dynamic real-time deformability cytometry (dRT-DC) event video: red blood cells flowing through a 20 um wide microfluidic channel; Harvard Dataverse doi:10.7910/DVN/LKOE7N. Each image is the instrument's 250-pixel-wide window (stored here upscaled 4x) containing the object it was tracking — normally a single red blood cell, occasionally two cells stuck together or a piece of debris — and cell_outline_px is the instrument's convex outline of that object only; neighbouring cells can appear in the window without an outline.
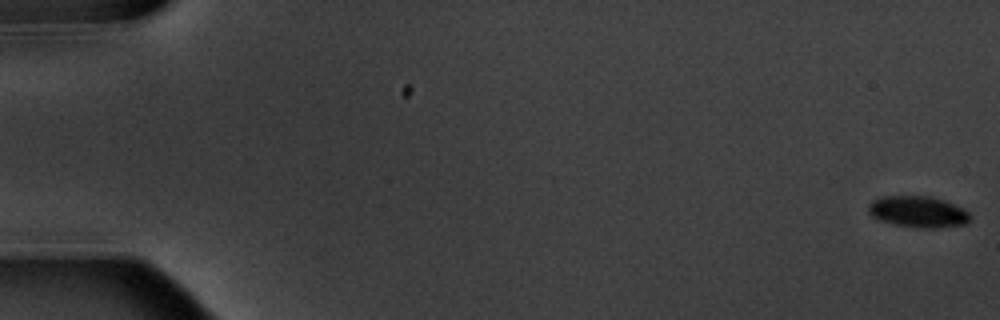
{"species": "common noctule bat (a hibernating species)", "species_latin": "Nyctalus noctula", "temperature_condition": "warm", "stored_images_in_passage": 7, "camera_frame_rate_fps": 3000, "um_per_image_px": 0.085, "animal": {"sex": "male", "body_mass_g": 20.1, "forearm_length_mm": 53.5}, "frame": {"image": 1, "passage_image": 1, "time_ms": 0.0, "image_size_px": [1000, 320], "cell_outline_px": [[972, 220], [968, 224], [936, 228], [916, 228], [892, 224], [880, 220], [872, 216], [868, 212], [868, 204], [872, 200], [880, 196], [932, 196], [944, 200], [964, 208], [972, 216]], "centroid_in_image_um": [78.06, 18.0], "position_along_channel_um": 6.9, "area_um2": 19.02}}
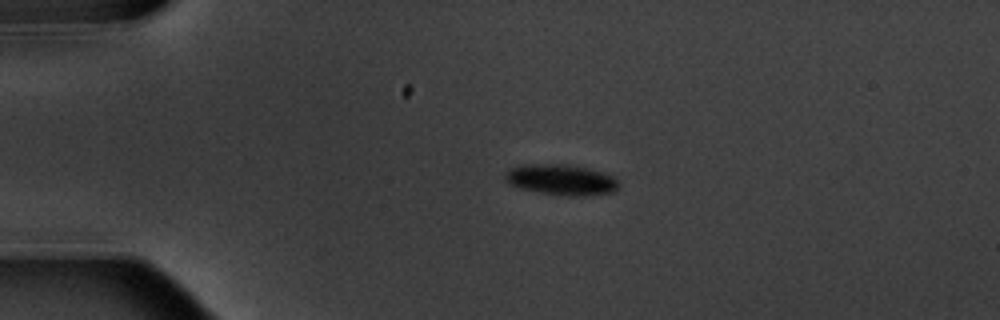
{"frame": {"image": 2, "passage_image": 4, "time_ms": 4.333, "image_size_px": [1000, 320], "cell_outline_px": [[620, 184], [616, 192], [584, 196], [568, 196], [540, 192], [520, 188], [508, 184], [504, 180], [504, 172], [512, 168], [524, 164], [568, 164], [588, 168], [604, 172], [612, 176]], "centroid_in_image_um": [47.71, 15.28], "position_along_channel_um": 37.3, "area_um2": 20.58}}
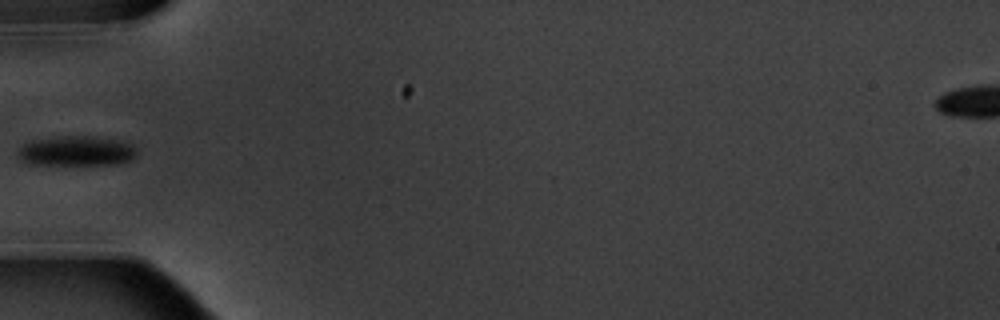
{"frame": {"image": 3, "passage_image": 6, "time_ms": 6.667, "image_size_px": [1000, 320], "cell_outline_px": [[136, 156], [132, 160], [120, 164], [28, 164], [16, 156], [16, 152], [24, 144], [32, 140], [64, 136], [92, 136], [116, 140], [132, 144], [136, 148]], "centroid_in_image_um": [6.5, 12.84], "position_along_channel_um": 78.5, "area_um2": 20.75}}